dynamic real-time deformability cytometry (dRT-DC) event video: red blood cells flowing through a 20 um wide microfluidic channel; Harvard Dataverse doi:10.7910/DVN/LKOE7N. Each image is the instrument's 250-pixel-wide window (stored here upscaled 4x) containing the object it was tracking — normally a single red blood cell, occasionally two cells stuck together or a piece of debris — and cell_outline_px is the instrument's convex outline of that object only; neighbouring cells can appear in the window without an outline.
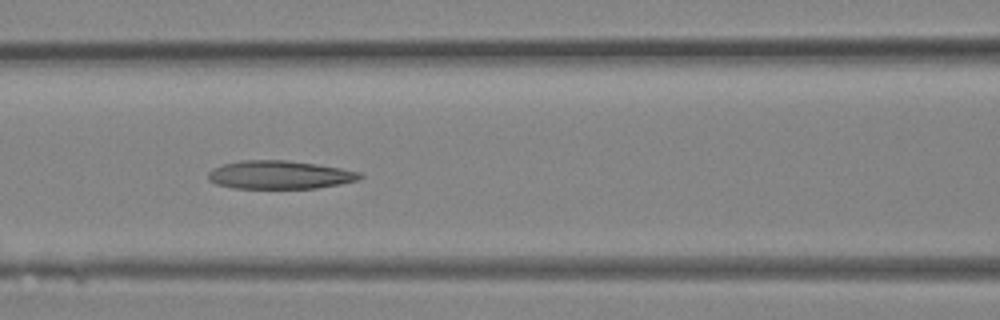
{"species": "Egyptian fruit bat (a non-hibernating species)", "species_latin": "Rousettus aegyptiacus", "temperature_condition": "room temperature", "stored_images_in_passage": 17, "camera_frame_rate_fps": 3000, "um_per_image_px": 0.085, "animal": {"sex": "female"}, "frame": {"image": 1, "passage_image": 15, "time_ms": 4.667, "image_size_px": [1000, 320], "cell_outline_px": [[364, 176], [360, 180], [340, 184], [316, 188], [232, 188], [216, 184], [208, 180], [208, 172], [212, 168], [224, 164], [240, 160], [288, 160], [316, 164], [340, 168], [360, 172]], "centroid_in_image_um": [23.77, 14.86], "position_along_channel_um": 142.8, "area_um2": 25.14}}
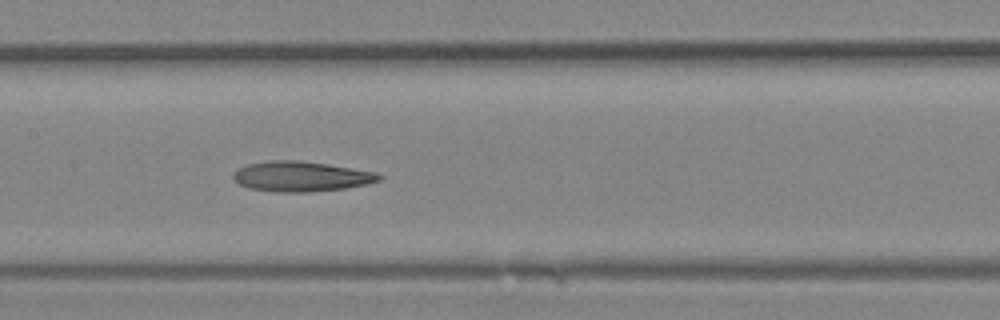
{"frame": {"image": 2, "passage_image": 17, "time_ms": 5.333, "image_size_px": [1000, 320], "cell_outline_px": [[384, 176], [380, 180], [368, 184], [344, 188], [308, 192], [280, 192], [248, 188], [240, 184], [232, 176], [240, 168], [248, 164], [268, 160], [296, 160], [328, 164], [376, 172]], "centroid_in_image_um": [25.63, 14.99], "position_along_channel_um": 181.8, "area_um2": 25.43}}